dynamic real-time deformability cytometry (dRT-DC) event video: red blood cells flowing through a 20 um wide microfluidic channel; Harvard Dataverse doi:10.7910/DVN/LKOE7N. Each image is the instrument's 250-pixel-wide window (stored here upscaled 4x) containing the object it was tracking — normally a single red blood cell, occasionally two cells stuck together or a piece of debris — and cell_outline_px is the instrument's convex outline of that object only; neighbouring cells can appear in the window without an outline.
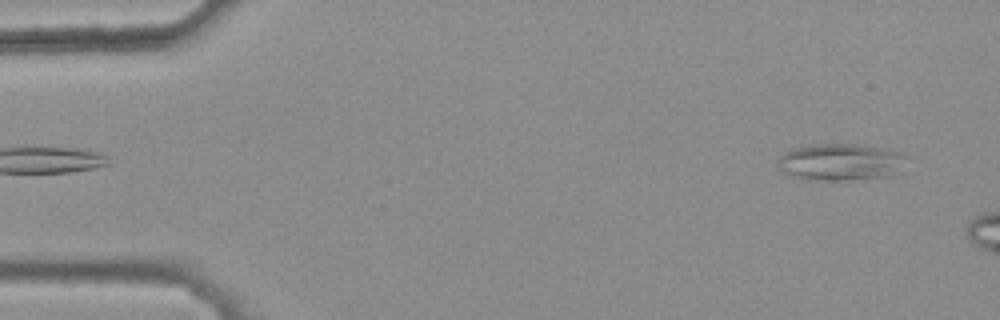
{"species": "common noctule bat (a hibernating species)", "species_latin": "Nyctalus noctula", "temperature_condition": "warm", "stored_images_in_passage": 9, "camera_frame_rate_fps": 3000, "um_per_image_px": 0.085, "animal": {"sex": "female", "body_mass_g": 25.1}, "frame": {"image": 1, "passage_image": 3, "time_ms": 0.667, "image_size_px": [1000, 320], "cell_outline_px": [[912, 156], [888, 176], [844, 180], [816, 180], [796, 176], [784, 172], [776, 164], [776, 160], [784, 152], [808, 144], [864, 144]], "centroid_in_image_um": [71.42, 13.75], "position_along_channel_um": 13.6, "area_um2": 27.34}}